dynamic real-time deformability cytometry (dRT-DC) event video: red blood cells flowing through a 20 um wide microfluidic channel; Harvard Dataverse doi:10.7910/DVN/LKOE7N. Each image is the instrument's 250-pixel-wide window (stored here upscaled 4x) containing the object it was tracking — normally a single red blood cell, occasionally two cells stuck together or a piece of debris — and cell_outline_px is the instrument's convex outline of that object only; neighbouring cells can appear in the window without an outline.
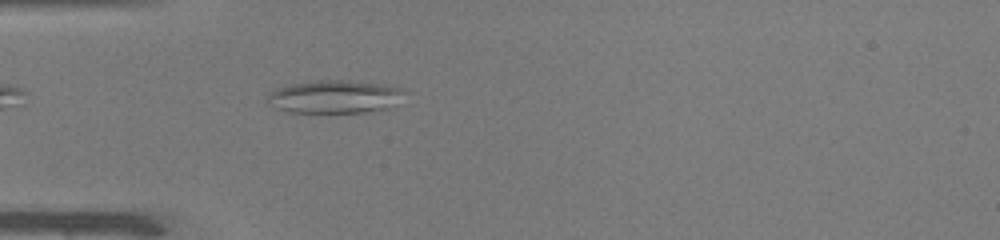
{"species": "common noctule bat (a hibernating species)", "species_latin": "Nyctalus noctula", "temperature_condition": "warm", "stored_images_in_passage": 39, "camera_frame_rate_fps": 3000, "um_per_image_px": 0.085, "animal": {"sex": "male", "body_mass_g": 19.0, "forearm_length_mm": 50.8}, "frame": {"image": 1, "passage_image": 5, "time_ms": 1.333, "image_size_px": [1000, 240], "cell_outline_px": [[408, 92], [388, 108], [364, 112], [288, 112], [276, 108], [268, 104], [268, 92], [276, 88], [288, 84], [316, 80], [348, 80], [388, 84], [400, 88]], "centroid_in_image_um": [28.43, 8.2], "position_along_channel_um": 56.6, "area_um2": 26.59}}
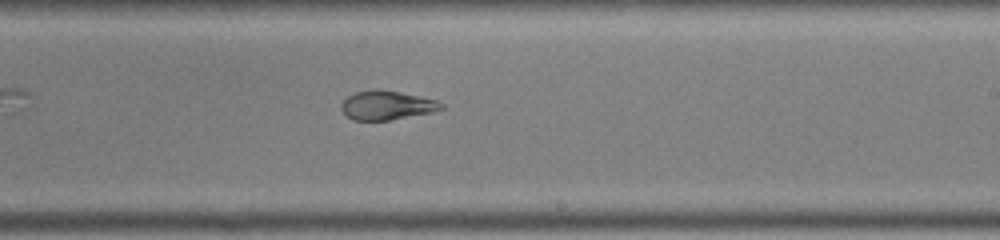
{"frame": {"image": 2, "passage_image": 20, "time_ms": 6.333, "image_size_px": [1000, 240], "cell_outline_px": [[444, 108], [432, 112], [392, 120], [352, 120], [340, 108], [340, 104], [348, 96], [356, 92], [400, 92], [436, 100], [444, 104]], "centroid_in_image_um": [32.9, 8.99], "position_along_channel_um": 256.1, "area_um2": 16.3}}
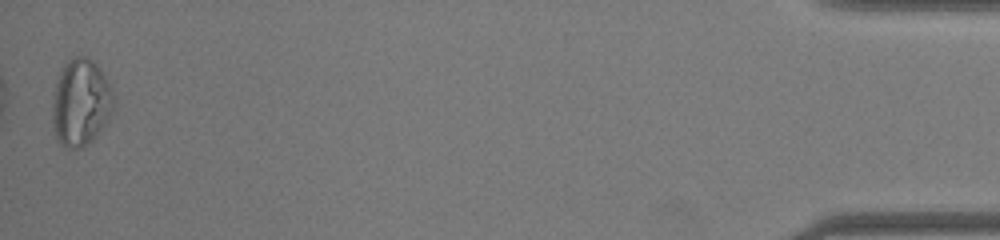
{"frame": {"image": 3, "passage_image": 39, "time_ms": 12.667, "image_size_px": [1000, 240], "cell_outline_px": [[116, 104], [108, 120], [96, 136], [84, 148], [68, 148], [60, 144], [56, 140], [52, 124], [52, 104], [56, 76], [60, 68], [68, 60], [76, 56], [84, 56], [92, 60], [100, 68], [112, 88]], "centroid_in_image_um": [6.85, 8.72], "position_along_channel_um": 428.3, "area_um2": 31.79}, "authors_computed_cell_mechanics": {"area_um2": 20.3456, "velocity_mm_per_s": 4.1096, "shape_relaxation_time_tau1_ms": null, "shape_relaxation_time_tau2_ms": 1.6618, "deformation_change_tau1": null, "deformation_change_tau2": 0.0678}}